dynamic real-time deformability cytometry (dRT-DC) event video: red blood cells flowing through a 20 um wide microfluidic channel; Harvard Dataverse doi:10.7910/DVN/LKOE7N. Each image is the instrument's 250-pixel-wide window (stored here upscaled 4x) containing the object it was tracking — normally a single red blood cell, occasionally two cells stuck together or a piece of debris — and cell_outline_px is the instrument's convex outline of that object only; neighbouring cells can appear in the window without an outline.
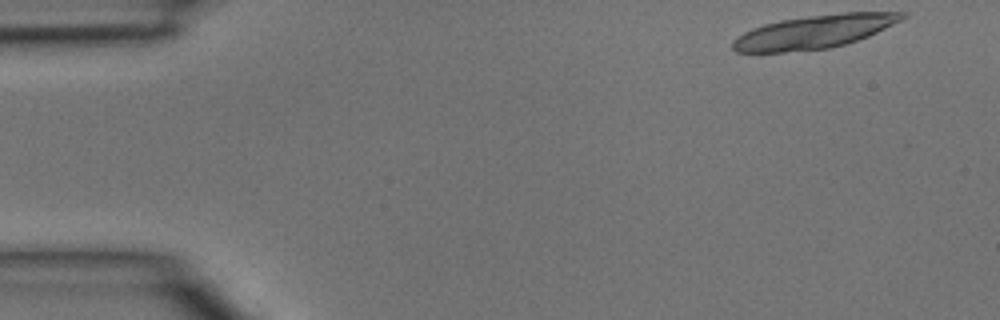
{"species": "common noctule bat (a hibernating species)", "species_latin": "Nyctalus noctula", "temperature_condition": "room temperature", "stored_images_in_passage": 5, "camera_frame_rate_fps": 3000, "um_per_image_px": 0.085, "animal": {"sex": "male", "body_mass_g": 15.6}, "frame": {"image": 1, "passage_image": 1, "time_ms": 0.0, "image_size_px": [1000, 320], "cell_outline_px": [[908, 16], [868, 36], [844, 44], [828, 48], [784, 52], [736, 52], [732, 48], [732, 40], [736, 36], [752, 28], [764, 24], [780, 20], [844, 12], [908, 12]], "centroid_in_image_um": [69.17, 2.7], "position_along_channel_um": 15.8, "area_um2": 32.6}}
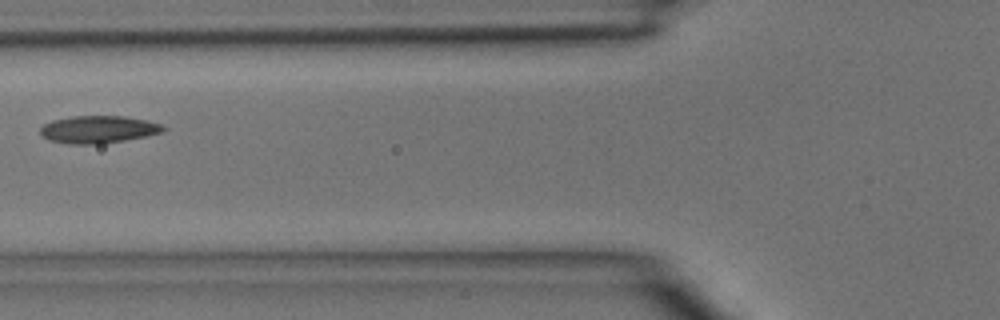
{"frame": {"image": 2, "passage_image": 5, "time_ms": 1.333, "image_size_px": [1000, 320], "cell_outline_px": [[168, 128], [160, 132], [148, 136], [100, 144], [68, 144], [48, 140], [40, 132], [40, 128], [44, 124], [52, 120], [72, 116], [124, 116], [144, 120], [160, 124]], "centroid_in_image_um": [8.33, 11.0], "position_along_channel_um": 117.5, "area_um2": 19.59}}